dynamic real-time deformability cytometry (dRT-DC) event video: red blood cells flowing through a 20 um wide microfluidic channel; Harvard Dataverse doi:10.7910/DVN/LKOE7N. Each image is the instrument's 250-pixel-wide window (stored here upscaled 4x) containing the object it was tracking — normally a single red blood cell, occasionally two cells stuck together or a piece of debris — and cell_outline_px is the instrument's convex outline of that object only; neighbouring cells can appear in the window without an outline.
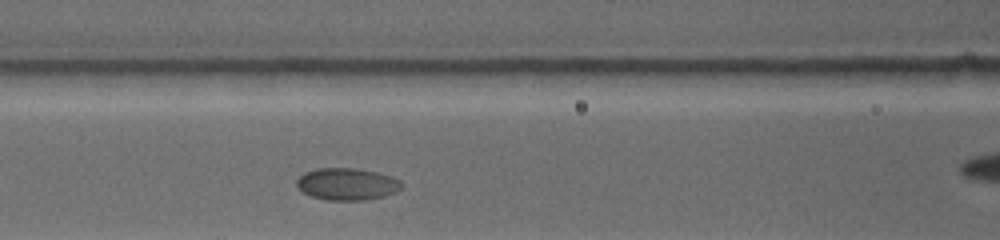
{"species": "common noctule bat (a hibernating species)", "species_latin": "Nyctalus noctula", "temperature_condition": "warm", "stored_images_in_passage": 5, "segment_of_instrument_passage": [1, 2], "camera_frame_rate_fps": 4500, "um_per_image_px": 0.085, "animal": {"sex": "female", "body_mass_g": 19.0, "forearm_length_mm": 53.3}, "frame": {"image": 1, "passage_image": 4, "time_ms": 2.667, "image_size_px": [1000, 240], "cell_outline_px": [[400, 188], [384, 196], [368, 200], [328, 200], [312, 196], [304, 192], [296, 184], [296, 180], [304, 172], [316, 168], [356, 168], [376, 172], [392, 176], [400, 180]], "centroid_in_image_um": [29.47, 15.63], "position_along_channel_um": 137.1, "area_um2": 19.42}}